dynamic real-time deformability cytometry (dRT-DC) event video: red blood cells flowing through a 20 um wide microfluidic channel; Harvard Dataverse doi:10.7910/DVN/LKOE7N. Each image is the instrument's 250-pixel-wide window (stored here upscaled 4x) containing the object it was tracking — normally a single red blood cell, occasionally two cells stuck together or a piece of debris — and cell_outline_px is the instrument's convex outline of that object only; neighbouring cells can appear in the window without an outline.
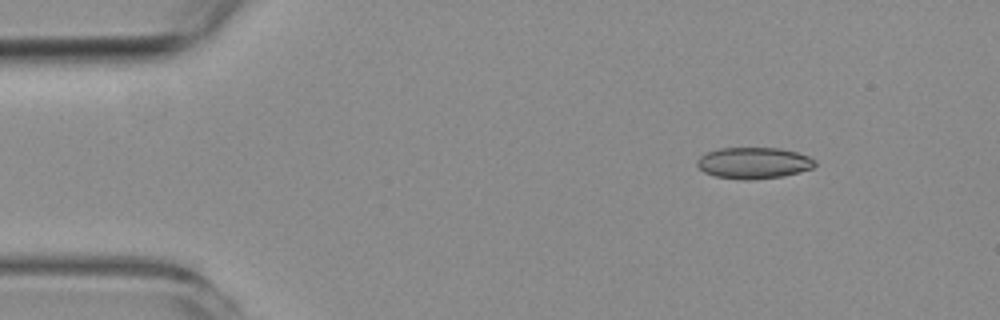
{"species": "common noctule bat (a hibernating species)", "species_latin": "Nyctalus noctula", "temperature_condition": "room temperature", "stored_images_in_passage": 49, "camera_frame_rate_fps": 3000, "um_per_image_px": 0.085, "animal": {"sex": "female", "body_mass_g": 19.3, "forearm_length_mm": 54.1}, "frame": {"image": 1, "passage_image": 1, "time_ms": 0.0, "image_size_px": [1000, 320], "cell_outline_px": [[816, 164], [812, 168], [800, 172], [784, 176], [748, 180], [744, 180], [716, 176], [704, 172], [696, 164], [696, 160], [700, 156], [708, 152], [720, 148], [780, 148], [796, 152], [808, 156], [816, 160]], "centroid_in_image_um": [64.07, 13.85], "position_along_channel_um": 20.9, "area_um2": 21.5}}
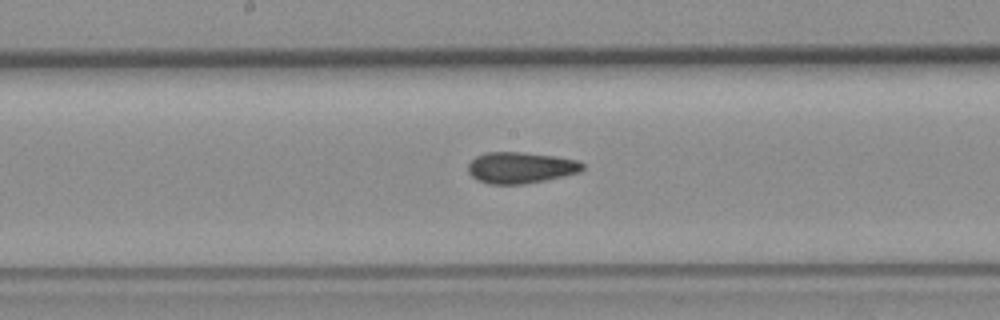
{"frame": {"image": 2, "passage_image": 22, "time_ms": 7.0, "image_size_px": [1000, 320], "cell_outline_px": [[584, 168], [580, 172], [564, 176], [524, 184], [488, 184], [476, 180], [468, 172], [468, 164], [476, 156], [484, 152], [520, 152], [556, 156], [576, 160], [584, 164]], "centroid_in_image_um": [44.23, 14.25], "position_along_channel_um": 204.0, "area_um2": 20.92}}
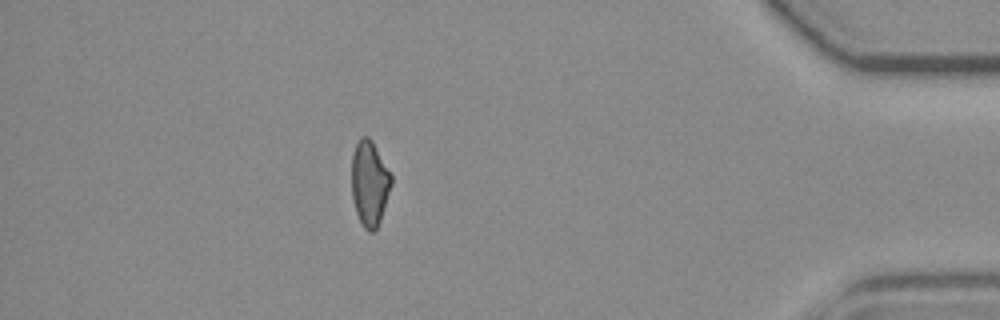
{"frame": {"image": 3, "passage_image": 42, "time_ms": 13.667, "image_size_px": [1000, 320], "cell_outline_px": [[392, 184], [380, 220], [376, 228], [372, 232], [368, 232], [364, 228], [356, 212], [352, 196], [352, 156], [356, 144], [360, 136], [368, 136], [372, 140], [392, 176]], "centroid_in_image_um": [31.41, 15.56], "position_along_channel_um": 403.8, "area_um2": 19.54}, "authors_computed_cell_mechanics": {"area_um2": 20.5768, "velocity_mm_per_s": 3.7534, "shape_relaxation_time_tau1_ms": null, "shape_relaxation_time_tau2_ms": 2.605, "deformation_change_tau1": null, "deformation_change_tau2": 0.0885}}